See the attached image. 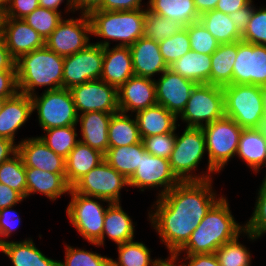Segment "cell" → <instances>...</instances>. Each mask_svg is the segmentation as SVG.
<instances>
[{"instance_id": "obj_1", "label": "cell", "mask_w": 266, "mask_h": 266, "mask_svg": "<svg viewBox=\"0 0 266 266\" xmlns=\"http://www.w3.org/2000/svg\"><path fill=\"white\" fill-rule=\"evenodd\" d=\"M213 180L180 182L156 198L148 211V221L169 254L178 252L189 240L210 208L224 195Z\"/></svg>"}, {"instance_id": "obj_18", "label": "cell", "mask_w": 266, "mask_h": 266, "mask_svg": "<svg viewBox=\"0 0 266 266\" xmlns=\"http://www.w3.org/2000/svg\"><path fill=\"white\" fill-rule=\"evenodd\" d=\"M119 112L134 114L157 104L154 78L132 76L117 89Z\"/></svg>"}, {"instance_id": "obj_51", "label": "cell", "mask_w": 266, "mask_h": 266, "mask_svg": "<svg viewBox=\"0 0 266 266\" xmlns=\"http://www.w3.org/2000/svg\"><path fill=\"white\" fill-rule=\"evenodd\" d=\"M18 92L16 71H0V98H11Z\"/></svg>"}, {"instance_id": "obj_8", "label": "cell", "mask_w": 266, "mask_h": 266, "mask_svg": "<svg viewBox=\"0 0 266 266\" xmlns=\"http://www.w3.org/2000/svg\"><path fill=\"white\" fill-rule=\"evenodd\" d=\"M224 113L241 128H254L265 115L262 86L231 84L223 87Z\"/></svg>"}, {"instance_id": "obj_20", "label": "cell", "mask_w": 266, "mask_h": 266, "mask_svg": "<svg viewBox=\"0 0 266 266\" xmlns=\"http://www.w3.org/2000/svg\"><path fill=\"white\" fill-rule=\"evenodd\" d=\"M129 48L135 76L153 79L169 68L161 55L158 42L142 36Z\"/></svg>"}, {"instance_id": "obj_22", "label": "cell", "mask_w": 266, "mask_h": 266, "mask_svg": "<svg viewBox=\"0 0 266 266\" xmlns=\"http://www.w3.org/2000/svg\"><path fill=\"white\" fill-rule=\"evenodd\" d=\"M32 114L31 96L18 92L8 98L0 113V138L9 139L16 144V133Z\"/></svg>"}, {"instance_id": "obj_32", "label": "cell", "mask_w": 266, "mask_h": 266, "mask_svg": "<svg viewBox=\"0 0 266 266\" xmlns=\"http://www.w3.org/2000/svg\"><path fill=\"white\" fill-rule=\"evenodd\" d=\"M169 69L196 84H210L211 55L191 50L171 64Z\"/></svg>"}, {"instance_id": "obj_7", "label": "cell", "mask_w": 266, "mask_h": 266, "mask_svg": "<svg viewBox=\"0 0 266 266\" xmlns=\"http://www.w3.org/2000/svg\"><path fill=\"white\" fill-rule=\"evenodd\" d=\"M68 196L71 199L65 212L70 224L82 239L88 243H97L102 237L105 213L111 202L76 193L72 188Z\"/></svg>"}, {"instance_id": "obj_17", "label": "cell", "mask_w": 266, "mask_h": 266, "mask_svg": "<svg viewBox=\"0 0 266 266\" xmlns=\"http://www.w3.org/2000/svg\"><path fill=\"white\" fill-rule=\"evenodd\" d=\"M155 82L157 104L178 117L184 110L196 83L171 69L164 71Z\"/></svg>"}, {"instance_id": "obj_4", "label": "cell", "mask_w": 266, "mask_h": 266, "mask_svg": "<svg viewBox=\"0 0 266 266\" xmlns=\"http://www.w3.org/2000/svg\"><path fill=\"white\" fill-rule=\"evenodd\" d=\"M136 9L128 11L96 10L88 16L91 23L92 36L103 38L95 42L98 46H131L144 36L145 11Z\"/></svg>"}, {"instance_id": "obj_5", "label": "cell", "mask_w": 266, "mask_h": 266, "mask_svg": "<svg viewBox=\"0 0 266 266\" xmlns=\"http://www.w3.org/2000/svg\"><path fill=\"white\" fill-rule=\"evenodd\" d=\"M205 154L207 151L202 128L185 127L181 135L176 133L174 148L169 158L173 173L181 182L213 179L217 172L202 170L196 174Z\"/></svg>"}, {"instance_id": "obj_21", "label": "cell", "mask_w": 266, "mask_h": 266, "mask_svg": "<svg viewBox=\"0 0 266 266\" xmlns=\"http://www.w3.org/2000/svg\"><path fill=\"white\" fill-rule=\"evenodd\" d=\"M5 44L11 56L17 60L21 55L45 46L41 35L23 19L9 18L4 30Z\"/></svg>"}, {"instance_id": "obj_3", "label": "cell", "mask_w": 266, "mask_h": 266, "mask_svg": "<svg viewBox=\"0 0 266 266\" xmlns=\"http://www.w3.org/2000/svg\"><path fill=\"white\" fill-rule=\"evenodd\" d=\"M63 64L64 57L46 46L21 55L15 63L19 92L32 96L37 88H63Z\"/></svg>"}, {"instance_id": "obj_28", "label": "cell", "mask_w": 266, "mask_h": 266, "mask_svg": "<svg viewBox=\"0 0 266 266\" xmlns=\"http://www.w3.org/2000/svg\"><path fill=\"white\" fill-rule=\"evenodd\" d=\"M134 115L141 138L171 133L180 126L177 117L159 104L137 111Z\"/></svg>"}, {"instance_id": "obj_41", "label": "cell", "mask_w": 266, "mask_h": 266, "mask_svg": "<svg viewBox=\"0 0 266 266\" xmlns=\"http://www.w3.org/2000/svg\"><path fill=\"white\" fill-rule=\"evenodd\" d=\"M0 183L16 190L26 199L25 166L18 153L0 165Z\"/></svg>"}, {"instance_id": "obj_42", "label": "cell", "mask_w": 266, "mask_h": 266, "mask_svg": "<svg viewBox=\"0 0 266 266\" xmlns=\"http://www.w3.org/2000/svg\"><path fill=\"white\" fill-rule=\"evenodd\" d=\"M240 236L223 244L215 251L221 266H252V255L246 245L240 243Z\"/></svg>"}, {"instance_id": "obj_44", "label": "cell", "mask_w": 266, "mask_h": 266, "mask_svg": "<svg viewBox=\"0 0 266 266\" xmlns=\"http://www.w3.org/2000/svg\"><path fill=\"white\" fill-rule=\"evenodd\" d=\"M63 18L62 13L58 11L38 7L32 13L26 15L23 20L46 41Z\"/></svg>"}, {"instance_id": "obj_24", "label": "cell", "mask_w": 266, "mask_h": 266, "mask_svg": "<svg viewBox=\"0 0 266 266\" xmlns=\"http://www.w3.org/2000/svg\"><path fill=\"white\" fill-rule=\"evenodd\" d=\"M25 172L26 199L37 193L54 203L61 196L70 193L72 187L67 183L65 173H50L30 167H25Z\"/></svg>"}, {"instance_id": "obj_6", "label": "cell", "mask_w": 266, "mask_h": 266, "mask_svg": "<svg viewBox=\"0 0 266 266\" xmlns=\"http://www.w3.org/2000/svg\"><path fill=\"white\" fill-rule=\"evenodd\" d=\"M242 129L226 116L202 127L208 157L206 172L219 174L232 158H236Z\"/></svg>"}, {"instance_id": "obj_12", "label": "cell", "mask_w": 266, "mask_h": 266, "mask_svg": "<svg viewBox=\"0 0 266 266\" xmlns=\"http://www.w3.org/2000/svg\"><path fill=\"white\" fill-rule=\"evenodd\" d=\"M180 182L171 169L169 159L153 156L145 151L139 168L128 180V185L141 192H145L146 189H158L156 198H159Z\"/></svg>"}, {"instance_id": "obj_54", "label": "cell", "mask_w": 266, "mask_h": 266, "mask_svg": "<svg viewBox=\"0 0 266 266\" xmlns=\"http://www.w3.org/2000/svg\"><path fill=\"white\" fill-rule=\"evenodd\" d=\"M24 200L25 198L19 192L0 183V210L10 206H17Z\"/></svg>"}, {"instance_id": "obj_61", "label": "cell", "mask_w": 266, "mask_h": 266, "mask_svg": "<svg viewBox=\"0 0 266 266\" xmlns=\"http://www.w3.org/2000/svg\"><path fill=\"white\" fill-rule=\"evenodd\" d=\"M165 259L161 258L157 266H184V264L174 255L168 254Z\"/></svg>"}, {"instance_id": "obj_53", "label": "cell", "mask_w": 266, "mask_h": 266, "mask_svg": "<svg viewBox=\"0 0 266 266\" xmlns=\"http://www.w3.org/2000/svg\"><path fill=\"white\" fill-rule=\"evenodd\" d=\"M254 7V1L251 0L246 6L242 7L241 9L232 14H229V18L232 19L237 31L241 35L246 30V26L252 16Z\"/></svg>"}, {"instance_id": "obj_11", "label": "cell", "mask_w": 266, "mask_h": 266, "mask_svg": "<svg viewBox=\"0 0 266 266\" xmlns=\"http://www.w3.org/2000/svg\"><path fill=\"white\" fill-rule=\"evenodd\" d=\"M129 187L128 180L105 160L78 180L72 189L76 193L121 203V191Z\"/></svg>"}, {"instance_id": "obj_35", "label": "cell", "mask_w": 266, "mask_h": 266, "mask_svg": "<svg viewBox=\"0 0 266 266\" xmlns=\"http://www.w3.org/2000/svg\"><path fill=\"white\" fill-rule=\"evenodd\" d=\"M141 140L135 115L122 112L112 115L108 126L109 148L129 146Z\"/></svg>"}, {"instance_id": "obj_26", "label": "cell", "mask_w": 266, "mask_h": 266, "mask_svg": "<svg viewBox=\"0 0 266 266\" xmlns=\"http://www.w3.org/2000/svg\"><path fill=\"white\" fill-rule=\"evenodd\" d=\"M113 114L95 111L78 115L79 141L105 154L109 148L108 126Z\"/></svg>"}, {"instance_id": "obj_67", "label": "cell", "mask_w": 266, "mask_h": 266, "mask_svg": "<svg viewBox=\"0 0 266 266\" xmlns=\"http://www.w3.org/2000/svg\"><path fill=\"white\" fill-rule=\"evenodd\" d=\"M264 167H266V162H265V164H264V166H263V168ZM265 173H266V171H265ZM262 181H265L266 182V174H265V176H264V178H263V180Z\"/></svg>"}, {"instance_id": "obj_48", "label": "cell", "mask_w": 266, "mask_h": 266, "mask_svg": "<svg viewBox=\"0 0 266 266\" xmlns=\"http://www.w3.org/2000/svg\"><path fill=\"white\" fill-rule=\"evenodd\" d=\"M178 127L179 125L171 133L141 138L145 150L153 156L169 159L174 148Z\"/></svg>"}, {"instance_id": "obj_31", "label": "cell", "mask_w": 266, "mask_h": 266, "mask_svg": "<svg viewBox=\"0 0 266 266\" xmlns=\"http://www.w3.org/2000/svg\"><path fill=\"white\" fill-rule=\"evenodd\" d=\"M237 52L238 41L218 46L211 55L210 84L219 87L233 84V67Z\"/></svg>"}, {"instance_id": "obj_55", "label": "cell", "mask_w": 266, "mask_h": 266, "mask_svg": "<svg viewBox=\"0 0 266 266\" xmlns=\"http://www.w3.org/2000/svg\"><path fill=\"white\" fill-rule=\"evenodd\" d=\"M15 63L5 44L4 34H0V71H16Z\"/></svg>"}, {"instance_id": "obj_10", "label": "cell", "mask_w": 266, "mask_h": 266, "mask_svg": "<svg viewBox=\"0 0 266 266\" xmlns=\"http://www.w3.org/2000/svg\"><path fill=\"white\" fill-rule=\"evenodd\" d=\"M224 116L223 87L203 83L195 85L177 119L186 123L185 127L202 128Z\"/></svg>"}, {"instance_id": "obj_30", "label": "cell", "mask_w": 266, "mask_h": 266, "mask_svg": "<svg viewBox=\"0 0 266 266\" xmlns=\"http://www.w3.org/2000/svg\"><path fill=\"white\" fill-rule=\"evenodd\" d=\"M236 156L245 162L255 175L259 174L266 162V138L254 128H243Z\"/></svg>"}, {"instance_id": "obj_65", "label": "cell", "mask_w": 266, "mask_h": 266, "mask_svg": "<svg viewBox=\"0 0 266 266\" xmlns=\"http://www.w3.org/2000/svg\"><path fill=\"white\" fill-rule=\"evenodd\" d=\"M263 97H264V110L266 115V86L262 87Z\"/></svg>"}, {"instance_id": "obj_59", "label": "cell", "mask_w": 266, "mask_h": 266, "mask_svg": "<svg viewBox=\"0 0 266 266\" xmlns=\"http://www.w3.org/2000/svg\"><path fill=\"white\" fill-rule=\"evenodd\" d=\"M17 153V144L13 141L0 138V165L9 160L12 156Z\"/></svg>"}, {"instance_id": "obj_60", "label": "cell", "mask_w": 266, "mask_h": 266, "mask_svg": "<svg viewBox=\"0 0 266 266\" xmlns=\"http://www.w3.org/2000/svg\"><path fill=\"white\" fill-rule=\"evenodd\" d=\"M218 1L219 0H194V4L198 14L202 15L206 12L215 10Z\"/></svg>"}, {"instance_id": "obj_40", "label": "cell", "mask_w": 266, "mask_h": 266, "mask_svg": "<svg viewBox=\"0 0 266 266\" xmlns=\"http://www.w3.org/2000/svg\"><path fill=\"white\" fill-rule=\"evenodd\" d=\"M256 191L254 210L245 222V236L252 242L266 235V182L262 181Z\"/></svg>"}, {"instance_id": "obj_23", "label": "cell", "mask_w": 266, "mask_h": 266, "mask_svg": "<svg viewBox=\"0 0 266 266\" xmlns=\"http://www.w3.org/2000/svg\"><path fill=\"white\" fill-rule=\"evenodd\" d=\"M135 223L128 213L123 210L121 203H111L105 213L102 237L97 243H90L95 247L105 246L106 237L116 246L134 240Z\"/></svg>"}, {"instance_id": "obj_37", "label": "cell", "mask_w": 266, "mask_h": 266, "mask_svg": "<svg viewBox=\"0 0 266 266\" xmlns=\"http://www.w3.org/2000/svg\"><path fill=\"white\" fill-rule=\"evenodd\" d=\"M118 258L111 257V266H157L159 258L151 257V250L143 241L131 240L117 245Z\"/></svg>"}, {"instance_id": "obj_39", "label": "cell", "mask_w": 266, "mask_h": 266, "mask_svg": "<svg viewBox=\"0 0 266 266\" xmlns=\"http://www.w3.org/2000/svg\"><path fill=\"white\" fill-rule=\"evenodd\" d=\"M184 26L173 19L160 16L148 9L145 11L144 36L156 42H161L166 38L178 34Z\"/></svg>"}, {"instance_id": "obj_49", "label": "cell", "mask_w": 266, "mask_h": 266, "mask_svg": "<svg viewBox=\"0 0 266 266\" xmlns=\"http://www.w3.org/2000/svg\"><path fill=\"white\" fill-rule=\"evenodd\" d=\"M14 206L0 210V246L8 242L21 225V217L14 210ZM7 239V240H6Z\"/></svg>"}, {"instance_id": "obj_62", "label": "cell", "mask_w": 266, "mask_h": 266, "mask_svg": "<svg viewBox=\"0 0 266 266\" xmlns=\"http://www.w3.org/2000/svg\"><path fill=\"white\" fill-rule=\"evenodd\" d=\"M7 19V9L0 7V34H4Z\"/></svg>"}, {"instance_id": "obj_38", "label": "cell", "mask_w": 266, "mask_h": 266, "mask_svg": "<svg viewBox=\"0 0 266 266\" xmlns=\"http://www.w3.org/2000/svg\"><path fill=\"white\" fill-rule=\"evenodd\" d=\"M39 138L56 154L66 158L79 142L77 126H66L43 130Z\"/></svg>"}, {"instance_id": "obj_52", "label": "cell", "mask_w": 266, "mask_h": 266, "mask_svg": "<svg viewBox=\"0 0 266 266\" xmlns=\"http://www.w3.org/2000/svg\"><path fill=\"white\" fill-rule=\"evenodd\" d=\"M184 266H221L215 253L176 256Z\"/></svg>"}, {"instance_id": "obj_57", "label": "cell", "mask_w": 266, "mask_h": 266, "mask_svg": "<svg viewBox=\"0 0 266 266\" xmlns=\"http://www.w3.org/2000/svg\"><path fill=\"white\" fill-rule=\"evenodd\" d=\"M251 0H219L215 10L225 14H232L246 6Z\"/></svg>"}, {"instance_id": "obj_14", "label": "cell", "mask_w": 266, "mask_h": 266, "mask_svg": "<svg viewBox=\"0 0 266 266\" xmlns=\"http://www.w3.org/2000/svg\"><path fill=\"white\" fill-rule=\"evenodd\" d=\"M104 59V47L95 43L72 55L64 57L63 88L100 79Z\"/></svg>"}, {"instance_id": "obj_64", "label": "cell", "mask_w": 266, "mask_h": 266, "mask_svg": "<svg viewBox=\"0 0 266 266\" xmlns=\"http://www.w3.org/2000/svg\"><path fill=\"white\" fill-rule=\"evenodd\" d=\"M10 0H0V7L7 9Z\"/></svg>"}, {"instance_id": "obj_9", "label": "cell", "mask_w": 266, "mask_h": 266, "mask_svg": "<svg viewBox=\"0 0 266 266\" xmlns=\"http://www.w3.org/2000/svg\"><path fill=\"white\" fill-rule=\"evenodd\" d=\"M32 112L42 131L51 128L77 126L78 113L69 89L43 91L31 96Z\"/></svg>"}, {"instance_id": "obj_66", "label": "cell", "mask_w": 266, "mask_h": 266, "mask_svg": "<svg viewBox=\"0 0 266 266\" xmlns=\"http://www.w3.org/2000/svg\"><path fill=\"white\" fill-rule=\"evenodd\" d=\"M8 98H0V113L3 109V106L5 104V101L7 100Z\"/></svg>"}, {"instance_id": "obj_47", "label": "cell", "mask_w": 266, "mask_h": 266, "mask_svg": "<svg viewBox=\"0 0 266 266\" xmlns=\"http://www.w3.org/2000/svg\"><path fill=\"white\" fill-rule=\"evenodd\" d=\"M256 7L255 5L246 30L242 34L241 41L256 45H266V7Z\"/></svg>"}, {"instance_id": "obj_58", "label": "cell", "mask_w": 266, "mask_h": 266, "mask_svg": "<svg viewBox=\"0 0 266 266\" xmlns=\"http://www.w3.org/2000/svg\"><path fill=\"white\" fill-rule=\"evenodd\" d=\"M65 1H66V3H65ZM62 3L66 4L65 5L66 8L64 10V13L59 10V7L61 6ZM39 7L50 9L53 11H58V12L63 13L65 15H67L68 13H69V15H70V13L76 14V13H74L75 10H74L73 5H72V0H39Z\"/></svg>"}, {"instance_id": "obj_19", "label": "cell", "mask_w": 266, "mask_h": 266, "mask_svg": "<svg viewBox=\"0 0 266 266\" xmlns=\"http://www.w3.org/2000/svg\"><path fill=\"white\" fill-rule=\"evenodd\" d=\"M17 153L25 167L50 173H65V158L51 150L39 136L20 139L17 143Z\"/></svg>"}, {"instance_id": "obj_29", "label": "cell", "mask_w": 266, "mask_h": 266, "mask_svg": "<svg viewBox=\"0 0 266 266\" xmlns=\"http://www.w3.org/2000/svg\"><path fill=\"white\" fill-rule=\"evenodd\" d=\"M104 160L102 152L79 141L65 158V178L67 183L72 187Z\"/></svg>"}, {"instance_id": "obj_46", "label": "cell", "mask_w": 266, "mask_h": 266, "mask_svg": "<svg viewBox=\"0 0 266 266\" xmlns=\"http://www.w3.org/2000/svg\"><path fill=\"white\" fill-rule=\"evenodd\" d=\"M184 28L188 32L191 50L202 54L212 55L220 45L200 21L191 23Z\"/></svg>"}, {"instance_id": "obj_2", "label": "cell", "mask_w": 266, "mask_h": 266, "mask_svg": "<svg viewBox=\"0 0 266 266\" xmlns=\"http://www.w3.org/2000/svg\"><path fill=\"white\" fill-rule=\"evenodd\" d=\"M229 200L223 195L208 211L191 233L187 243L174 255L210 254L223 244L245 237V224L238 223L231 210Z\"/></svg>"}, {"instance_id": "obj_45", "label": "cell", "mask_w": 266, "mask_h": 266, "mask_svg": "<svg viewBox=\"0 0 266 266\" xmlns=\"http://www.w3.org/2000/svg\"><path fill=\"white\" fill-rule=\"evenodd\" d=\"M160 52L169 67L176 60L191 51L188 32L184 28L178 34L159 42Z\"/></svg>"}, {"instance_id": "obj_43", "label": "cell", "mask_w": 266, "mask_h": 266, "mask_svg": "<svg viewBox=\"0 0 266 266\" xmlns=\"http://www.w3.org/2000/svg\"><path fill=\"white\" fill-rule=\"evenodd\" d=\"M65 244V258L59 266H111V257Z\"/></svg>"}, {"instance_id": "obj_33", "label": "cell", "mask_w": 266, "mask_h": 266, "mask_svg": "<svg viewBox=\"0 0 266 266\" xmlns=\"http://www.w3.org/2000/svg\"><path fill=\"white\" fill-rule=\"evenodd\" d=\"M147 9L169 19H173L184 27L199 21L194 0H148Z\"/></svg>"}, {"instance_id": "obj_25", "label": "cell", "mask_w": 266, "mask_h": 266, "mask_svg": "<svg viewBox=\"0 0 266 266\" xmlns=\"http://www.w3.org/2000/svg\"><path fill=\"white\" fill-rule=\"evenodd\" d=\"M134 76L129 46L104 47V59L100 79L117 89Z\"/></svg>"}, {"instance_id": "obj_50", "label": "cell", "mask_w": 266, "mask_h": 266, "mask_svg": "<svg viewBox=\"0 0 266 266\" xmlns=\"http://www.w3.org/2000/svg\"><path fill=\"white\" fill-rule=\"evenodd\" d=\"M39 7V0H10L7 7L9 18L23 19Z\"/></svg>"}, {"instance_id": "obj_56", "label": "cell", "mask_w": 266, "mask_h": 266, "mask_svg": "<svg viewBox=\"0 0 266 266\" xmlns=\"http://www.w3.org/2000/svg\"><path fill=\"white\" fill-rule=\"evenodd\" d=\"M103 0H72L73 8L80 11L79 14L89 15L91 12L100 10Z\"/></svg>"}, {"instance_id": "obj_13", "label": "cell", "mask_w": 266, "mask_h": 266, "mask_svg": "<svg viewBox=\"0 0 266 266\" xmlns=\"http://www.w3.org/2000/svg\"><path fill=\"white\" fill-rule=\"evenodd\" d=\"M64 17L45 41V46L63 57L86 48L90 43L91 23L88 15ZM70 17V18H69Z\"/></svg>"}, {"instance_id": "obj_34", "label": "cell", "mask_w": 266, "mask_h": 266, "mask_svg": "<svg viewBox=\"0 0 266 266\" xmlns=\"http://www.w3.org/2000/svg\"><path fill=\"white\" fill-rule=\"evenodd\" d=\"M142 140L139 143L108 148L104 154L105 161L117 172L129 180L139 168L141 157L145 152Z\"/></svg>"}, {"instance_id": "obj_15", "label": "cell", "mask_w": 266, "mask_h": 266, "mask_svg": "<svg viewBox=\"0 0 266 266\" xmlns=\"http://www.w3.org/2000/svg\"><path fill=\"white\" fill-rule=\"evenodd\" d=\"M78 115L86 112L117 113V88L101 79L92 80L69 89Z\"/></svg>"}, {"instance_id": "obj_16", "label": "cell", "mask_w": 266, "mask_h": 266, "mask_svg": "<svg viewBox=\"0 0 266 266\" xmlns=\"http://www.w3.org/2000/svg\"><path fill=\"white\" fill-rule=\"evenodd\" d=\"M233 84L266 86V45L238 41Z\"/></svg>"}, {"instance_id": "obj_63", "label": "cell", "mask_w": 266, "mask_h": 266, "mask_svg": "<svg viewBox=\"0 0 266 266\" xmlns=\"http://www.w3.org/2000/svg\"><path fill=\"white\" fill-rule=\"evenodd\" d=\"M257 132H260L266 138V115H264L254 127Z\"/></svg>"}, {"instance_id": "obj_27", "label": "cell", "mask_w": 266, "mask_h": 266, "mask_svg": "<svg viewBox=\"0 0 266 266\" xmlns=\"http://www.w3.org/2000/svg\"><path fill=\"white\" fill-rule=\"evenodd\" d=\"M0 252L10 259L12 266H59L60 261L43 254L31 237L21 241L9 240L0 246Z\"/></svg>"}, {"instance_id": "obj_36", "label": "cell", "mask_w": 266, "mask_h": 266, "mask_svg": "<svg viewBox=\"0 0 266 266\" xmlns=\"http://www.w3.org/2000/svg\"><path fill=\"white\" fill-rule=\"evenodd\" d=\"M199 21L219 44L241 41L242 35L237 31L228 14L212 10L200 15Z\"/></svg>"}]
</instances>
